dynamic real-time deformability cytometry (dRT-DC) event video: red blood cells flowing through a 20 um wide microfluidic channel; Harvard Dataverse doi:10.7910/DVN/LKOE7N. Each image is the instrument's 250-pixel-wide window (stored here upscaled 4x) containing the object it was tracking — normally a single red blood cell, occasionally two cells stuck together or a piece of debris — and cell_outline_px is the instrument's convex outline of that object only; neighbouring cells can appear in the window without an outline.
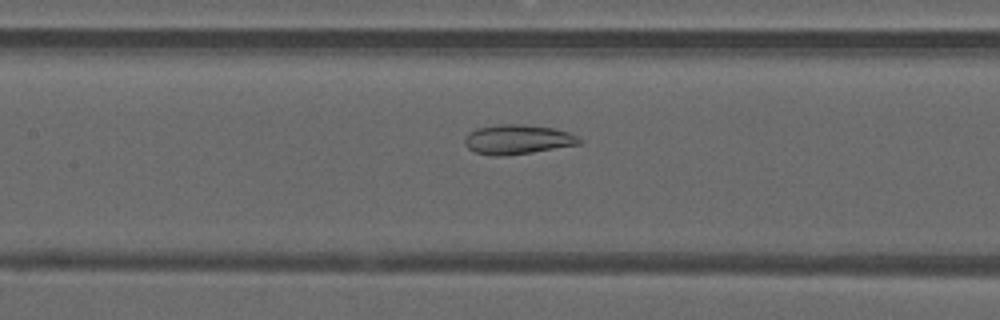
{"species": "common noctule bat (a hibernating species)", "species_latin": "Nyctalus noctula", "temperature_condition": "warm", "stored_images_in_passage": 41, "camera_frame_rate_fps": 3000, "um_per_image_px": 0.085, "animal": {"sex": "male", "forearm_length_mm": 52.5}, "frame": {"image": 1, "passage_image": 15, "time_ms": 4.667, "image_size_px": [1000, 320], "cell_outline_px": [[584, 140], [580, 144], [532, 152], [504, 156], [496, 156], [476, 152], [468, 148], [464, 144], [464, 140], [468, 132], [476, 128], [500, 124], [524, 124], [552, 128], [568, 132]], "centroid_in_image_um": [43.98, 11.85], "position_along_channel_um": 163.4, "area_um2": 19.71}}
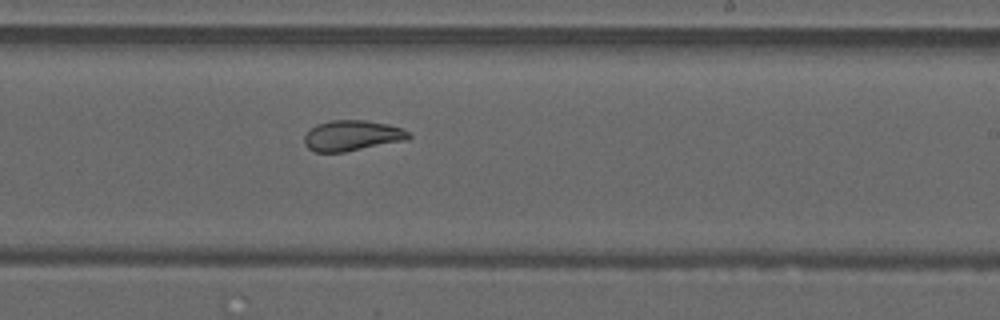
{"frame": {"image": 2, "passage_image": 22, "time_ms": 7.0, "image_size_px": [1000, 320], "cell_outline_px": [[412, 136], [408, 140], [344, 152], [316, 152], [308, 148], [304, 144], [304, 136], [316, 124], [332, 120], [364, 120], [388, 124], [404, 128]], "centroid_in_image_um": [29.95, 11.53], "position_along_channel_um": 259.0, "area_um2": 18.67}}
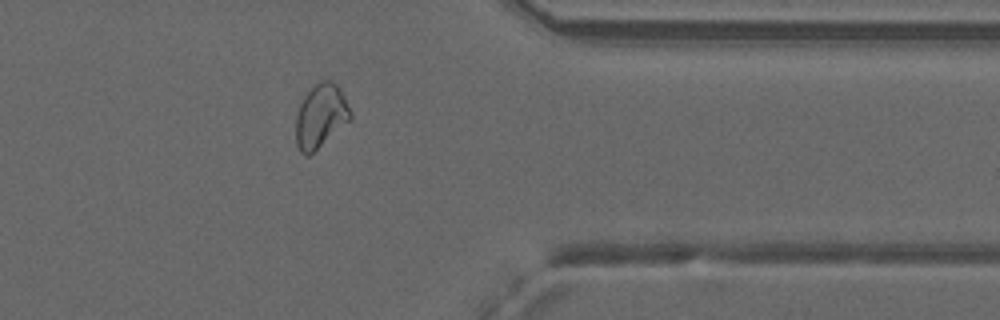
{"frame": {"image": 3, "passage_image": 32, "time_ms": 10.333, "image_size_px": [1000, 320], "cell_outline_px": [[352, 116], [348, 120], [308, 156], [304, 156], [300, 152], [296, 144], [296, 116], [300, 104], [304, 96], [320, 80], [332, 80], [340, 88]], "centroid_in_image_um": [27.22, 9.84], "position_along_channel_um": 384.2, "area_um2": 19.65}, "authors_computed_cell_mechanics": {"area_um2": 20.4612, "velocity_mm_per_s": 4.1188, "shape_relaxation_time_tau1_ms": null, "shape_relaxation_time_tau2_ms": 2.0049, "deformation_change_tau1": null, "deformation_change_tau2": 0.0638}}